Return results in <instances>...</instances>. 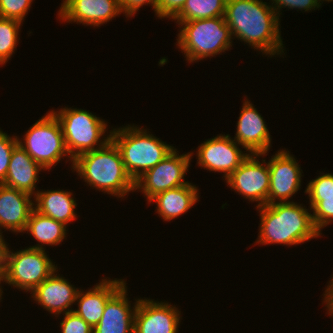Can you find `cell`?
I'll return each instance as SVG.
<instances>
[{
	"mask_svg": "<svg viewBox=\"0 0 333 333\" xmlns=\"http://www.w3.org/2000/svg\"><path fill=\"white\" fill-rule=\"evenodd\" d=\"M51 112L60 122L66 149L72 159L101 148L111 140L110 134L103 137L107 131L105 121L87 110L65 107Z\"/></svg>",
	"mask_w": 333,
	"mask_h": 333,
	"instance_id": "8992f818",
	"label": "cell"
},
{
	"mask_svg": "<svg viewBox=\"0 0 333 333\" xmlns=\"http://www.w3.org/2000/svg\"><path fill=\"white\" fill-rule=\"evenodd\" d=\"M312 209L313 223L321 233V229L333 222V197H323V200H309Z\"/></svg>",
	"mask_w": 333,
	"mask_h": 333,
	"instance_id": "484cf974",
	"label": "cell"
},
{
	"mask_svg": "<svg viewBox=\"0 0 333 333\" xmlns=\"http://www.w3.org/2000/svg\"><path fill=\"white\" fill-rule=\"evenodd\" d=\"M41 170L45 169L18 143L12 151L6 178L1 184L35 196L36 182L39 181L38 175Z\"/></svg>",
	"mask_w": 333,
	"mask_h": 333,
	"instance_id": "ffe728a7",
	"label": "cell"
},
{
	"mask_svg": "<svg viewBox=\"0 0 333 333\" xmlns=\"http://www.w3.org/2000/svg\"><path fill=\"white\" fill-rule=\"evenodd\" d=\"M310 200H323V197H333V174L323 173L312 179L305 190Z\"/></svg>",
	"mask_w": 333,
	"mask_h": 333,
	"instance_id": "4316f807",
	"label": "cell"
},
{
	"mask_svg": "<svg viewBox=\"0 0 333 333\" xmlns=\"http://www.w3.org/2000/svg\"><path fill=\"white\" fill-rule=\"evenodd\" d=\"M124 283L107 301L103 316L93 333H134V315L138 299L131 307Z\"/></svg>",
	"mask_w": 333,
	"mask_h": 333,
	"instance_id": "e0dca14e",
	"label": "cell"
},
{
	"mask_svg": "<svg viewBox=\"0 0 333 333\" xmlns=\"http://www.w3.org/2000/svg\"><path fill=\"white\" fill-rule=\"evenodd\" d=\"M66 228L63 223L33 209L24 231L29 232L38 241V244L30 246L31 248L45 249L43 245L55 246L63 242L67 234Z\"/></svg>",
	"mask_w": 333,
	"mask_h": 333,
	"instance_id": "603a6c76",
	"label": "cell"
},
{
	"mask_svg": "<svg viewBox=\"0 0 333 333\" xmlns=\"http://www.w3.org/2000/svg\"><path fill=\"white\" fill-rule=\"evenodd\" d=\"M21 21L0 17V65L12 57L18 45Z\"/></svg>",
	"mask_w": 333,
	"mask_h": 333,
	"instance_id": "d4e9b609",
	"label": "cell"
},
{
	"mask_svg": "<svg viewBox=\"0 0 333 333\" xmlns=\"http://www.w3.org/2000/svg\"><path fill=\"white\" fill-rule=\"evenodd\" d=\"M318 1L319 2H322V1H328V2L331 1L332 2L333 0H318Z\"/></svg>",
	"mask_w": 333,
	"mask_h": 333,
	"instance_id": "8d00e7d4",
	"label": "cell"
},
{
	"mask_svg": "<svg viewBox=\"0 0 333 333\" xmlns=\"http://www.w3.org/2000/svg\"><path fill=\"white\" fill-rule=\"evenodd\" d=\"M230 135H217L206 140L197 149V165L208 171L224 173L225 180L240 166L249 155Z\"/></svg>",
	"mask_w": 333,
	"mask_h": 333,
	"instance_id": "8fae6325",
	"label": "cell"
},
{
	"mask_svg": "<svg viewBox=\"0 0 333 333\" xmlns=\"http://www.w3.org/2000/svg\"><path fill=\"white\" fill-rule=\"evenodd\" d=\"M262 154H249L240 166L226 179L231 189L243 195L245 199L258 202L256 207L268 204L270 172L268 163L257 159ZM265 163V164H263Z\"/></svg>",
	"mask_w": 333,
	"mask_h": 333,
	"instance_id": "30bf717a",
	"label": "cell"
},
{
	"mask_svg": "<svg viewBox=\"0 0 333 333\" xmlns=\"http://www.w3.org/2000/svg\"><path fill=\"white\" fill-rule=\"evenodd\" d=\"M45 249L25 248L17 252L6 244L3 262V283L32 292L58 268Z\"/></svg>",
	"mask_w": 333,
	"mask_h": 333,
	"instance_id": "52a82bcc",
	"label": "cell"
},
{
	"mask_svg": "<svg viewBox=\"0 0 333 333\" xmlns=\"http://www.w3.org/2000/svg\"><path fill=\"white\" fill-rule=\"evenodd\" d=\"M121 13L120 0H63L57 15L67 23L98 27Z\"/></svg>",
	"mask_w": 333,
	"mask_h": 333,
	"instance_id": "5bb4252c",
	"label": "cell"
},
{
	"mask_svg": "<svg viewBox=\"0 0 333 333\" xmlns=\"http://www.w3.org/2000/svg\"><path fill=\"white\" fill-rule=\"evenodd\" d=\"M75 170L90 187L116 197L135 191V182L127 173L120 151L112 140L103 147L73 159Z\"/></svg>",
	"mask_w": 333,
	"mask_h": 333,
	"instance_id": "3957f363",
	"label": "cell"
},
{
	"mask_svg": "<svg viewBox=\"0 0 333 333\" xmlns=\"http://www.w3.org/2000/svg\"><path fill=\"white\" fill-rule=\"evenodd\" d=\"M18 144L17 136H9L0 130V184L5 180L8 171L11 154Z\"/></svg>",
	"mask_w": 333,
	"mask_h": 333,
	"instance_id": "f1b7e54d",
	"label": "cell"
},
{
	"mask_svg": "<svg viewBox=\"0 0 333 333\" xmlns=\"http://www.w3.org/2000/svg\"><path fill=\"white\" fill-rule=\"evenodd\" d=\"M186 0H159L157 17L172 19L184 6Z\"/></svg>",
	"mask_w": 333,
	"mask_h": 333,
	"instance_id": "1f68e13d",
	"label": "cell"
},
{
	"mask_svg": "<svg viewBox=\"0 0 333 333\" xmlns=\"http://www.w3.org/2000/svg\"><path fill=\"white\" fill-rule=\"evenodd\" d=\"M60 326L62 333H93L92 327L73 311L64 314Z\"/></svg>",
	"mask_w": 333,
	"mask_h": 333,
	"instance_id": "f546056e",
	"label": "cell"
},
{
	"mask_svg": "<svg viewBox=\"0 0 333 333\" xmlns=\"http://www.w3.org/2000/svg\"><path fill=\"white\" fill-rule=\"evenodd\" d=\"M123 279H102L88 291L79 290L76 296L78 309L73 310L92 329L99 323L103 316L108 299L125 283Z\"/></svg>",
	"mask_w": 333,
	"mask_h": 333,
	"instance_id": "d6986e66",
	"label": "cell"
},
{
	"mask_svg": "<svg viewBox=\"0 0 333 333\" xmlns=\"http://www.w3.org/2000/svg\"><path fill=\"white\" fill-rule=\"evenodd\" d=\"M224 18L234 38L244 41L262 54L284 53L280 18L271 5L262 0H227Z\"/></svg>",
	"mask_w": 333,
	"mask_h": 333,
	"instance_id": "6da1fadb",
	"label": "cell"
},
{
	"mask_svg": "<svg viewBox=\"0 0 333 333\" xmlns=\"http://www.w3.org/2000/svg\"><path fill=\"white\" fill-rule=\"evenodd\" d=\"M23 138L22 142L18 137L19 145L45 170H50L62 157L68 155L73 164L66 149L60 122L51 111L35 122Z\"/></svg>",
	"mask_w": 333,
	"mask_h": 333,
	"instance_id": "ba28073f",
	"label": "cell"
},
{
	"mask_svg": "<svg viewBox=\"0 0 333 333\" xmlns=\"http://www.w3.org/2000/svg\"><path fill=\"white\" fill-rule=\"evenodd\" d=\"M3 262L4 261H0V284L1 282L3 281V271H2V267H3ZM2 294H3V291H2V287L0 286V300L2 299Z\"/></svg>",
	"mask_w": 333,
	"mask_h": 333,
	"instance_id": "d590c367",
	"label": "cell"
},
{
	"mask_svg": "<svg viewBox=\"0 0 333 333\" xmlns=\"http://www.w3.org/2000/svg\"><path fill=\"white\" fill-rule=\"evenodd\" d=\"M33 197L34 209L42 215L51 217L52 219L67 224L74 221L76 217L75 208L76 200L72 197V192L63 190L36 191Z\"/></svg>",
	"mask_w": 333,
	"mask_h": 333,
	"instance_id": "7402d4cb",
	"label": "cell"
},
{
	"mask_svg": "<svg viewBox=\"0 0 333 333\" xmlns=\"http://www.w3.org/2000/svg\"><path fill=\"white\" fill-rule=\"evenodd\" d=\"M198 190L188 183L184 186L168 189L152 197L149 202H156V211L164 221H170L186 213L198 200Z\"/></svg>",
	"mask_w": 333,
	"mask_h": 333,
	"instance_id": "44dd1931",
	"label": "cell"
},
{
	"mask_svg": "<svg viewBox=\"0 0 333 333\" xmlns=\"http://www.w3.org/2000/svg\"><path fill=\"white\" fill-rule=\"evenodd\" d=\"M227 0H186L182 9L172 18L187 22L215 17H224Z\"/></svg>",
	"mask_w": 333,
	"mask_h": 333,
	"instance_id": "cb8c5ba5",
	"label": "cell"
},
{
	"mask_svg": "<svg viewBox=\"0 0 333 333\" xmlns=\"http://www.w3.org/2000/svg\"><path fill=\"white\" fill-rule=\"evenodd\" d=\"M159 0H120V6L123 14L128 17L134 16L141 6L150 4L157 15V5Z\"/></svg>",
	"mask_w": 333,
	"mask_h": 333,
	"instance_id": "d6a6232c",
	"label": "cell"
},
{
	"mask_svg": "<svg viewBox=\"0 0 333 333\" xmlns=\"http://www.w3.org/2000/svg\"><path fill=\"white\" fill-rule=\"evenodd\" d=\"M111 140L120 151L125 169L135 182L175 148L135 125L111 130Z\"/></svg>",
	"mask_w": 333,
	"mask_h": 333,
	"instance_id": "277c9868",
	"label": "cell"
},
{
	"mask_svg": "<svg viewBox=\"0 0 333 333\" xmlns=\"http://www.w3.org/2000/svg\"><path fill=\"white\" fill-rule=\"evenodd\" d=\"M33 0H0V17L23 22Z\"/></svg>",
	"mask_w": 333,
	"mask_h": 333,
	"instance_id": "83f0119b",
	"label": "cell"
},
{
	"mask_svg": "<svg viewBox=\"0 0 333 333\" xmlns=\"http://www.w3.org/2000/svg\"><path fill=\"white\" fill-rule=\"evenodd\" d=\"M176 23L180 27L176 45L184 52L188 63L224 53L233 45L224 17Z\"/></svg>",
	"mask_w": 333,
	"mask_h": 333,
	"instance_id": "5b68a950",
	"label": "cell"
},
{
	"mask_svg": "<svg viewBox=\"0 0 333 333\" xmlns=\"http://www.w3.org/2000/svg\"><path fill=\"white\" fill-rule=\"evenodd\" d=\"M32 195L0 184V233L2 228L23 232L34 209Z\"/></svg>",
	"mask_w": 333,
	"mask_h": 333,
	"instance_id": "ac0fdd59",
	"label": "cell"
},
{
	"mask_svg": "<svg viewBox=\"0 0 333 333\" xmlns=\"http://www.w3.org/2000/svg\"><path fill=\"white\" fill-rule=\"evenodd\" d=\"M271 6L280 17V10L284 7L289 9H299L304 11H311L318 9L322 4L318 0H271ZM274 5V6H273Z\"/></svg>",
	"mask_w": 333,
	"mask_h": 333,
	"instance_id": "4dcf8cb0",
	"label": "cell"
},
{
	"mask_svg": "<svg viewBox=\"0 0 333 333\" xmlns=\"http://www.w3.org/2000/svg\"><path fill=\"white\" fill-rule=\"evenodd\" d=\"M2 235L0 233V261H4V251L7 244Z\"/></svg>",
	"mask_w": 333,
	"mask_h": 333,
	"instance_id": "e575fe53",
	"label": "cell"
},
{
	"mask_svg": "<svg viewBox=\"0 0 333 333\" xmlns=\"http://www.w3.org/2000/svg\"><path fill=\"white\" fill-rule=\"evenodd\" d=\"M192 154L193 152L179 155L175 148L156 166L150 168L135 181V191L140 189L149 202L160 192L188 184L189 182L184 180V176L188 171Z\"/></svg>",
	"mask_w": 333,
	"mask_h": 333,
	"instance_id": "9c48e42d",
	"label": "cell"
},
{
	"mask_svg": "<svg viewBox=\"0 0 333 333\" xmlns=\"http://www.w3.org/2000/svg\"><path fill=\"white\" fill-rule=\"evenodd\" d=\"M332 279L328 283L327 288L325 289L324 296V303L327 307L328 314L333 316V276Z\"/></svg>",
	"mask_w": 333,
	"mask_h": 333,
	"instance_id": "836d02e7",
	"label": "cell"
},
{
	"mask_svg": "<svg viewBox=\"0 0 333 333\" xmlns=\"http://www.w3.org/2000/svg\"><path fill=\"white\" fill-rule=\"evenodd\" d=\"M237 121L234 140L249 154H267L271 146V135L263 117L256 108L245 99Z\"/></svg>",
	"mask_w": 333,
	"mask_h": 333,
	"instance_id": "9a60e30c",
	"label": "cell"
},
{
	"mask_svg": "<svg viewBox=\"0 0 333 333\" xmlns=\"http://www.w3.org/2000/svg\"><path fill=\"white\" fill-rule=\"evenodd\" d=\"M57 271H54L30 293L38 305L40 304L43 309L56 317L62 313L73 311L71 306L75 304L79 291L65 277H61L60 274L57 275Z\"/></svg>",
	"mask_w": 333,
	"mask_h": 333,
	"instance_id": "2e32d148",
	"label": "cell"
},
{
	"mask_svg": "<svg viewBox=\"0 0 333 333\" xmlns=\"http://www.w3.org/2000/svg\"><path fill=\"white\" fill-rule=\"evenodd\" d=\"M180 312L167 302L140 298L134 315V333H178Z\"/></svg>",
	"mask_w": 333,
	"mask_h": 333,
	"instance_id": "4fadbf2b",
	"label": "cell"
},
{
	"mask_svg": "<svg viewBox=\"0 0 333 333\" xmlns=\"http://www.w3.org/2000/svg\"><path fill=\"white\" fill-rule=\"evenodd\" d=\"M270 184L268 204L290 202L291 198L301 188L302 170L294 156L287 150L278 152L268 161ZM277 199V200H276Z\"/></svg>",
	"mask_w": 333,
	"mask_h": 333,
	"instance_id": "7c38bea8",
	"label": "cell"
},
{
	"mask_svg": "<svg viewBox=\"0 0 333 333\" xmlns=\"http://www.w3.org/2000/svg\"><path fill=\"white\" fill-rule=\"evenodd\" d=\"M256 208L259 209L261 220L255 243L291 246L322 234L316 229L312 214L302 204L293 201L276 202Z\"/></svg>",
	"mask_w": 333,
	"mask_h": 333,
	"instance_id": "7a4b0ae2",
	"label": "cell"
}]
</instances>
